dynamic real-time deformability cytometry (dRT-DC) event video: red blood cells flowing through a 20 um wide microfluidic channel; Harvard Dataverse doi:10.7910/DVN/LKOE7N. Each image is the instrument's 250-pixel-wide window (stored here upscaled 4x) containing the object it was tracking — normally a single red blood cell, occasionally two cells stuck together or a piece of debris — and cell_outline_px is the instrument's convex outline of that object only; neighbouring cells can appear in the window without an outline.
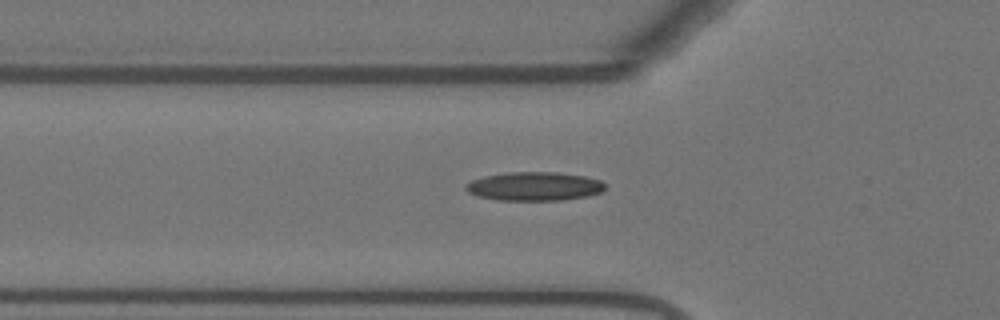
{"species": "Egyptian fruit bat (a non-hibernating species)", "species_latin": "Rousettus aegyptiacus", "temperature_condition": "warm", "stored_images_in_passage": 36, "camera_frame_rate_fps": 3000, "um_per_image_px": 0.085, "animal": {"sex": "female"}, "frame": {"image": 1, "passage_image": 3, "time_ms": 0.667, "image_size_px": [1000, 320], "cell_outline_px": [[604, 188], [600, 192], [588, 196], [560, 200], [496, 200], [476, 196], [468, 192], [464, 188], [464, 184], [472, 180], [484, 176], [508, 172], [556, 172], [584, 176], [600, 180], [604, 184]], "centroid_in_image_um": [45.36, 15.84], "position_along_channel_um": 80.4, "area_um2": 23.35}}
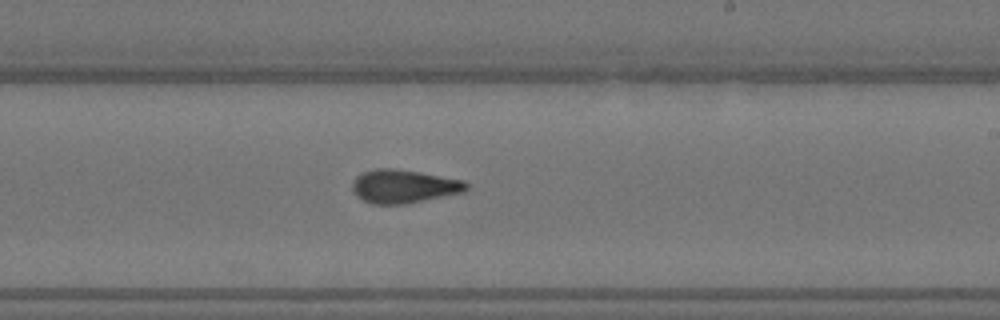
{"frame": {"image": 2, "passage_image": 17, "time_ms": 5.333, "image_size_px": [1000, 320], "cell_outline_px": [[468, 188], [464, 192], [404, 204], [372, 204], [356, 196], [352, 192], [352, 184], [356, 176], [364, 172], [376, 168], [396, 168], [420, 172], [464, 180], [468, 184]], "centroid_in_image_um": [34.31, 15.83], "position_along_channel_um": 254.7, "area_um2": 22.25}}
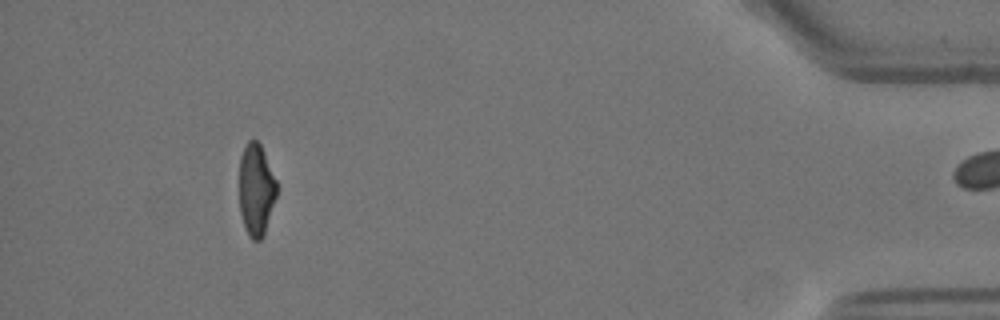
{"frame": {"image": 3, "passage_image": 35, "time_ms": 11.333, "image_size_px": [1000, 320], "cell_outline_px": [[276, 196], [264, 236], [260, 240], [252, 240], [248, 236], [240, 212], [240, 156], [248, 140], [256, 140], [260, 144], [276, 180]], "centroid_in_image_um": [21.77, 16.15], "position_along_channel_um": 413.4, "area_um2": 19.83}}